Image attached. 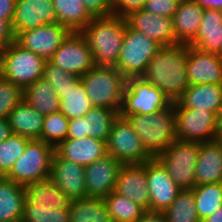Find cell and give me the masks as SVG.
Masks as SVG:
<instances>
[{"label": "cell", "instance_id": "obj_39", "mask_svg": "<svg viewBox=\"0 0 222 222\" xmlns=\"http://www.w3.org/2000/svg\"><path fill=\"white\" fill-rule=\"evenodd\" d=\"M53 87L59 99L63 98V93L73 88L80 80L75 74L68 73L50 61H46L43 70V77Z\"/></svg>", "mask_w": 222, "mask_h": 222}, {"label": "cell", "instance_id": "obj_54", "mask_svg": "<svg viewBox=\"0 0 222 222\" xmlns=\"http://www.w3.org/2000/svg\"><path fill=\"white\" fill-rule=\"evenodd\" d=\"M111 7L113 8L120 0H107Z\"/></svg>", "mask_w": 222, "mask_h": 222}, {"label": "cell", "instance_id": "obj_3", "mask_svg": "<svg viewBox=\"0 0 222 222\" xmlns=\"http://www.w3.org/2000/svg\"><path fill=\"white\" fill-rule=\"evenodd\" d=\"M174 111L173 103L167 109L153 114L120 116L128 120L146 151L156 158L176 140Z\"/></svg>", "mask_w": 222, "mask_h": 222}, {"label": "cell", "instance_id": "obj_47", "mask_svg": "<svg viewBox=\"0 0 222 222\" xmlns=\"http://www.w3.org/2000/svg\"><path fill=\"white\" fill-rule=\"evenodd\" d=\"M15 7L16 0H0V18L11 24L15 14Z\"/></svg>", "mask_w": 222, "mask_h": 222}, {"label": "cell", "instance_id": "obj_43", "mask_svg": "<svg viewBox=\"0 0 222 222\" xmlns=\"http://www.w3.org/2000/svg\"><path fill=\"white\" fill-rule=\"evenodd\" d=\"M87 12L93 17L113 15V8L107 0H83Z\"/></svg>", "mask_w": 222, "mask_h": 222}, {"label": "cell", "instance_id": "obj_45", "mask_svg": "<svg viewBox=\"0 0 222 222\" xmlns=\"http://www.w3.org/2000/svg\"><path fill=\"white\" fill-rule=\"evenodd\" d=\"M86 137L85 117L69 120L67 139H81Z\"/></svg>", "mask_w": 222, "mask_h": 222}, {"label": "cell", "instance_id": "obj_19", "mask_svg": "<svg viewBox=\"0 0 222 222\" xmlns=\"http://www.w3.org/2000/svg\"><path fill=\"white\" fill-rule=\"evenodd\" d=\"M50 178L72 201L86 198L85 168L61 158L56 152L52 158Z\"/></svg>", "mask_w": 222, "mask_h": 222}, {"label": "cell", "instance_id": "obj_2", "mask_svg": "<svg viewBox=\"0 0 222 222\" xmlns=\"http://www.w3.org/2000/svg\"><path fill=\"white\" fill-rule=\"evenodd\" d=\"M126 24L125 18L117 15L92 18L80 32L90 47L95 65L117 64Z\"/></svg>", "mask_w": 222, "mask_h": 222}, {"label": "cell", "instance_id": "obj_16", "mask_svg": "<svg viewBox=\"0 0 222 222\" xmlns=\"http://www.w3.org/2000/svg\"><path fill=\"white\" fill-rule=\"evenodd\" d=\"M127 25L156 41L162 47L176 46L172 18L154 15L143 9L133 11L124 17Z\"/></svg>", "mask_w": 222, "mask_h": 222}, {"label": "cell", "instance_id": "obj_27", "mask_svg": "<svg viewBox=\"0 0 222 222\" xmlns=\"http://www.w3.org/2000/svg\"><path fill=\"white\" fill-rule=\"evenodd\" d=\"M44 116L38 113L24 99L21 100L8 116L13 134L41 140Z\"/></svg>", "mask_w": 222, "mask_h": 222}, {"label": "cell", "instance_id": "obj_36", "mask_svg": "<svg viewBox=\"0 0 222 222\" xmlns=\"http://www.w3.org/2000/svg\"><path fill=\"white\" fill-rule=\"evenodd\" d=\"M60 100V111L69 120L84 116L93 107L81 80L64 92Z\"/></svg>", "mask_w": 222, "mask_h": 222}, {"label": "cell", "instance_id": "obj_44", "mask_svg": "<svg viewBox=\"0 0 222 222\" xmlns=\"http://www.w3.org/2000/svg\"><path fill=\"white\" fill-rule=\"evenodd\" d=\"M147 0H120L113 7V15L125 17L129 13L144 8Z\"/></svg>", "mask_w": 222, "mask_h": 222}, {"label": "cell", "instance_id": "obj_8", "mask_svg": "<svg viewBox=\"0 0 222 222\" xmlns=\"http://www.w3.org/2000/svg\"><path fill=\"white\" fill-rule=\"evenodd\" d=\"M198 155L199 142L176 139L157 158L166 167L174 183L183 190L195 186Z\"/></svg>", "mask_w": 222, "mask_h": 222}, {"label": "cell", "instance_id": "obj_7", "mask_svg": "<svg viewBox=\"0 0 222 222\" xmlns=\"http://www.w3.org/2000/svg\"><path fill=\"white\" fill-rule=\"evenodd\" d=\"M161 48L156 41L126 24L121 52L115 67L126 79L141 77L154 54Z\"/></svg>", "mask_w": 222, "mask_h": 222}, {"label": "cell", "instance_id": "obj_9", "mask_svg": "<svg viewBox=\"0 0 222 222\" xmlns=\"http://www.w3.org/2000/svg\"><path fill=\"white\" fill-rule=\"evenodd\" d=\"M173 103L157 87L141 77L126 79L120 115L153 114Z\"/></svg>", "mask_w": 222, "mask_h": 222}, {"label": "cell", "instance_id": "obj_34", "mask_svg": "<svg viewBox=\"0 0 222 222\" xmlns=\"http://www.w3.org/2000/svg\"><path fill=\"white\" fill-rule=\"evenodd\" d=\"M192 190L201 222L222 206V182L194 186Z\"/></svg>", "mask_w": 222, "mask_h": 222}, {"label": "cell", "instance_id": "obj_20", "mask_svg": "<svg viewBox=\"0 0 222 222\" xmlns=\"http://www.w3.org/2000/svg\"><path fill=\"white\" fill-rule=\"evenodd\" d=\"M113 191L128 197L146 211H150L146 162L141 164H122Z\"/></svg>", "mask_w": 222, "mask_h": 222}, {"label": "cell", "instance_id": "obj_17", "mask_svg": "<svg viewBox=\"0 0 222 222\" xmlns=\"http://www.w3.org/2000/svg\"><path fill=\"white\" fill-rule=\"evenodd\" d=\"M15 14L11 23L14 35L57 23L53 0H16Z\"/></svg>", "mask_w": 222, "mask_h": 222}, {"label": "cell", "instance_id": "obj_42", "mask_svg": "<svg viewBox=\"0 0 222 222\" xmlns=\"http://www.w3.org/2000/svg\"><path fill=\"white\" fill-rule=\"evenodd\" d=\"M182 0H147L143 10L172 18Z\"/></svg>", "mask_w": 222, "mask_h": 222}, {"label": "cell", "instance_id": "obj_48", "mask_svg": "<svg viewBox=\"0 0 222 222\" xmlns=\"http://www.w3.org/2000/svg\"><path fill=\"white\" fill-rule=\"evenodd\" d=\"M136 222H166L162 212L146 211Z\"/></svg>", "mask_w": 222, "mask_h": 222}, {"label": "cell", "instance_id": "obj_12", "mask_svg": "<svg viewBox=\"0 0 222 222\" xmlns=\"http://www.w3.org/2000/svg\"><path fill=\"white\" fill-rule=\"evenodd\" d=\"M49 61L78 77L95 66L90 47L80 32H71Z\"/></svg>", "mask_w": 222, "mask_h": 222}, {"label": "cell", "instance_id": "obj_25", "mask_svg": "<svg viewBox=\"0 0 222 222\" xmlns=\"http://www.w3.org/2000/svg\"><path fill=\"white\" fill-rule=\"evenodd\" d=\"M204 9L193 0H182L172 17L175 41L188 45L197 35Z\"/></svg>", "mask_w": 222, "mask_h": 222}, {"label": "cell", "instance_id": "obj_24", "mask_svg": "<svg viewBox=\"0 0 222 222\" xmlns=\"http://www.w3.org/2000/svg\"><path fill=\"white\" fill-rule=\"evenodd\" d=\"M25 201L48 209H70L72 200L49 177L24 186Z\"/></svg>", "mask_w": 222, "mask_h": 222}, {"label": "cell", "instance_id": "obj_51", "mask_svg": "<svg viewBox=\"0 0 222 222\" xmlns=\"http://www.w3.org/2000/svg\"><path fill=\"white\" fill-rule=\"evenodd\" d=\"M196 1L203 9L216 10V0H193Z\"/></svg>", "mask_w": 222, "mask_h": 222}, {"label": "cell", "instance_id": "obj_40", "mask_svg": "<svg viewBox=\"0 0 222 222\" xmlns=\"http://www.w3.org/2000/svg\"><path fill=\"white\" fill-rule=\"evenodd\" d=\"M21 222H70L69 209H48L24 202Z\"/></svg>", "mask_w": 222, "mask_h": 222}, {"label": "cell", "instance_id": "obj_33", "mask_svg": "<svg viewBox=\"0 0 222 222\" xmlns=\"http://www.w3.org/2000/svg\"><path fill=\"white\" fill-rule=\"evenodd\" d=\"M112 222H136L146 210L117 192L103 198Z\"/></svg>", "mask_w": 222, "mask_h": 222}, {"label": "cell", "instance_id": "obj_23", "mask_svg": "<svg viewBox=\"0 0 222 222\" xmlns=\"http://www.w3.org/2000/svg\"><path fill=\"white\" fill-rule=\"evenodd\" d=\"M222 182V145L217 141L199 142L195 186Z\"/></svg>", "mask_w": 222, "mask_h": 222}, {"label": "cell", "instance_id": "obj_38", "mask_svg": "<svg viewBox=\"0 0 222 222\" xmlns=\"http://www.w3.org/2000/svg\"><path fill=\"white\" fill-rule=\"evenodd\" d=\"M69 119L61 112L44 116L41 140L56 147L67 139Z\"/></svg>", "mask_w": 222, "mask_h": 222}, {"label": "cell", "instance_id": "obj_49", "mask_svg": "<svg viewBox=\"0 0 222 222\" xmlns=\"http://www.w3.org/2000/svg\"><path fill=\"white\" fill-rule=\"evenodd\" d=\"M12 134L8 119H0V143Z\"/></svg>", "mask_w": 222, "mask_h": 222}, {"label": "cell", "instance_id": "obj_37", "mask_svg": "<svg viewBox=\"0 0 222 222\" xmlns=\"http://www.w3.org/2000/svg\"><path fill=\"white\" fill-rule=\"evenodd\" d=\"M30 140L12 133L0 143V177H5L10 172Z\"/></svg>", "mask_w": 222, "mask_h": 222}, {"label": "cell", "instance_id": "obj_14", "mask_svg": "<svg viewBox=\"0 0 222 222\" xmlns=\"http://www.w3.org/2000/svg\"><path fill=\"white\" fill-rule=\"evenodd\" d=\"M146 177L150 194V211L163 212L173 203L182 189L174 183L168 170L157 157L146 161Z\"/></svg>", "mask_w": 222, "mask_h": 222}, {"label": "cell", "instance_id": "obj_35", "mask_svg": "<svg viewBox=\"0 0 222 222\" xmlns=\"http://www.w3.org/2000/svg\"><path fill=\"white\" fill-rule=\"evenodd\" d=\"M166 222H201L192 189L181 190L173 203L162 212Z\"/></svg>", "mask_w": 222, "mask_h": 222}, {"label": "cell", "instance_id": "obj_53", "mask_svg": "<svg viewBox=\"0 0 222 222\" xmlns=\"http://www.w3.org/2000/svg\"><path fill=\"white\" fill-rule=\"evenodd\" d=\"M216 10L222 11V0H216Z\"/></svg>", "mask_w": 222, "mask_h": 222}, {"label": "cell", "instance_id": "obj_30", "mask_svg": "<svg viewBox=\"0 0 222 222\" xmlns=\"http://www.w3.org/2000/svg\"><path fill=\"white\" fill-rule=\"evenodd\" d=\"M57 23L71 32H81L92 20L83 0H53Z\"/></svg>", "mask_w": 222, "mask_h": 222}, {"label": "cell", "instance_id": "obj_28", "mask_svg": "<svg viewBox=\"0 0 222 222\" xmlns=\"http://www.w3.org/2000/svg\"><path fill=\"white\" fill-rule=\"evenodd\" d=\"M24 202V186L0 177V222H21Z\"/></svg>", "mask_w": 222, "mask_h": 222}, {"label": "cell", "instance_id": "obj_13", "mask_svg": "<svg viewBox=\"0 0 222 222\" xmlns=\"http://www.w3.org/2000/svg\"><path fill=\"white\" fill-rule=\"evenodd\" d=\"M71 31L59 23H50L38 28L19 32L15 42L46 61H49Z\"/></svg>", "mask_w": 222, "mask_h": 222}, {"label": "cell", "instance_id": "obj_5", "mask_svg": "<svg viewBox=\"0 0 222 222\" xmlns=\"http://www.w3.org/2000/svg\"><path fill=\"white\" fill-rule=\"evenodd\" d=\"M45 63V59L13 41L1 50L0 76L24 90L43 77Z\"/></svg>", "mask_w": 222, "mask_h": 222}, {"label": "cell", "instance_id": "obj_31", "mask_svg": "<svg viewBox=\"0 0 222 222\" xmlns=\"http://www.w3.org/2000/svg\"><path fill=\"white\" fill-rule=\"evenodd\" d=\"M70 222H112L103 198L74 200L69 209Z\"/></svg>", "mask_w": 222, "mask_h": 222}, {"label": "cell", "instance_id": "obj_10", "mask_svg": "<svg viewBox=\"0 0 222 222\" xmlns=\"http://www.w3.org/2000/svg\"><path fill=\"white\" fill-rule=\"evenodd\" d=\"M106 145L107 154L121 164H141L153 158L128 120L120 115L111 127Z\"/></svg>", "mask_w": 222, "mask_h": 222}, {"label": "cell", "instance_id": "obj_11", "mask_svg": "<svg viewBox=\"0 0 222 222\" xmlns=\"http://www.w3.org/2000/svg\"><path fill=\"white\" fill-rule=\"evenodd\" d=\"M176 139L200 143L216 139L219 117L211 111L174 108Z\"/></svg>", "mask_w": 222, "mask_h": 222}, {"label": "cell", "instance_id": "obj_21", "mask_svg": "<svg viewBox=\"0 0 222 222\" xmlns=\"http://www.w3.org/2000/svg\"><path fill=\"white\" fill-rule=\"evenodd\" d=\"M55 152L61 158L85 168L107 155V145L105 141L92 137L66 139L55 147Z\"/></svg>", "mask_w": 222, "mask_h": 222}, {"label": "cell", "instance_id": "obj_55", "mask_svg": "<svg viewBox=\"0 0 222 222\" xmlns=\"http://www.w3.org/2000/svg\"><path fill=\"white\" fill-rule=\"evenodd\" d=\"M219 123H222V110H221V113L219 115Z\"/></svg>", "mask_w": 222, "mask_h": 222}, {"label": "cell", "instance_id": "obj_4", "mask_svg": "<svg viewBox=\"0 0 222 222\" xmlns=\"http://www.w3.org/2000/svg\"><path fill=\"white\" fill-rule=\"evenodd\" d=\"M80 80L93 107L121 109L126 78L115 66L95 65Z\"/></svg>", "mask_w": 222, "mask_h": 222}, {"label": "cell", "instance_id": "obj_46", "mask_svg": "<svg viewBox=\"0 0 222 222\" xmlns=\"http://www.w3.org/2000/svg\"><path fill=\"white\" fill-rule=\"evenodd\" d=\"M13 41H15V35L11 24L0 18V50L5 49Z\"/></svg>", "mask_w": 222, "mask_h": 222}, {"label": "cell", "instance_id": "obj_6", "mask_svg": "<svg viewBox=\"0 0 222 222\" xmlns=\"http://www.w3.org/2000/svg\"><path fill=\"white\" fill-rule=\"evenodd\" d=\"M54 153L55 147L49 143L39 139L30 140L5 177L23 186L45 180L51 175Z\"/></svg>", "mask_w": 222, "mask_h": 222}, {"label": "cell", "instance_id": "obj_29", "mask_svg": "<svg viewBox=\"0 0 222 222\" xmlns=\"http://www.w3.org/2000/svg\"><path fill=\"white\" fill-rule=\"evenodd\" d=\"M23 99L43 116L60 111L61 100L44 78H40L26 87L23 90Z\"/></svg>", "mask_w": 222, "mask_h": 222}, {"label": "cell", "instance_id": "obj_22", "mask_svg": "<svg viewBox=\"0 0 222 222\" xmlns=\"http://www.w3.org/2000/svg\"><path fill=\"white\" fill-rule=\"evenodd\" d=\"M174 108L205 109L219 117L222 110V85H189L181 98L174 103Z\"/></svg>", "mask_w": 222, "mask_h": 222}, {"label": "cell", "instance_id": "obj_26", "mask_svg": "<svg viewBox=\"0 0 222 222\" xmlns=\"http://www.w3.org/2000/svg\"><path fill=\"white\" fill-rule=\"evenodd\" d=\"M222 56V11L204 9L196 37L188 44Z\"/></svg>", "mask_w": 222, "mask_h": 222}, {"label": "cell", "instance_id": "obj_50", "mask_svg": "<svg viewBox=\"0 0 222 222\" xmlns=\"http://www.w3.org/2000/svg\"><path fill=\"white\" fill-rule=\"evenodd\" d=\"M202 222H222V206Z\"/></svg>", "mask_w": 222, "mask_h": 222}, {"label": "cell", "instance_id": "obj_1", "mask_svg": "<svg viewBox=\"0 0 222 222\" xmlns=\"http://www.w3.org/2000/svg\"><path fill=\"white\" fill-rule=\"evenodd\" d=\"M186 69V44L162 47L154 54L141 78L175 103L189 86Z\"/></svg>", "mask_w": 222, "mask_h": 222}, {"label": "cell", "instance_id": "obj_41", "mask_svg": "<svg viewBox=\"0 0 222 222\" xmlns=\"http://www.w3.org/2000/svg\"><path fill=\"white\" fill-rule=\"evenodd\" d=\"M23 100V90L0 76V119H8L16 105Z\"/></svg>", "mask_w": 222, "mask_h": 222}, {"label": "cell", "instance_id": "obj_52", "mask_svg": "<svg viewBox=\"0 0 222 222\" xmlns=\"http://www.w3.org/2000/svg\"><path fill=\"white\" fill-rule=\"evenodd\" d=\"M222 145V123H219L216 139Z\"/></svg>", "mask_w": 222, "mask_h": 222}, {"label": "cell", "instance_id": "obj_18", "mask_svg": "<svg viewBox=\"0 0 222 222\" xmlns=\"http://www.w3.org/2000/svg\"><path fill=\"white\" fill-rule=\"evenodd\" d=\"M122 164L107 154L85 167V186L87 197L104 198L115 187Z\"/></svg>", "mask_w": 222, "mask_h": 222}, {"label": "cell", "instance_id": "obj_15", "mask_svg": "<svg viewBox=\"0 0 222 222\" xmlns=\"http://www.w3.org/2000/svg\"><path fill=\"white\" fill-rule=\"evenodd\" d=\"M186 71L189 85H222V56L187 45Z\"/></svg>", "mask_w": 222, "mask_h": 222}, {"label": "cell", "instance_id": "obj_32", "mask_svg": "<svg viewBox=\"0 0 222 222\" xmlns=\"http://www.w3.org/2000/svg\"><path fill=\"white\" fill-rule=\"evenodd\" d=\"M120 110L106 107H92L85 115L86 137L96 138L107 143L114 121Z\"/></svg>", "mask_w": 222, "mask_h": 222}]
</instances>
